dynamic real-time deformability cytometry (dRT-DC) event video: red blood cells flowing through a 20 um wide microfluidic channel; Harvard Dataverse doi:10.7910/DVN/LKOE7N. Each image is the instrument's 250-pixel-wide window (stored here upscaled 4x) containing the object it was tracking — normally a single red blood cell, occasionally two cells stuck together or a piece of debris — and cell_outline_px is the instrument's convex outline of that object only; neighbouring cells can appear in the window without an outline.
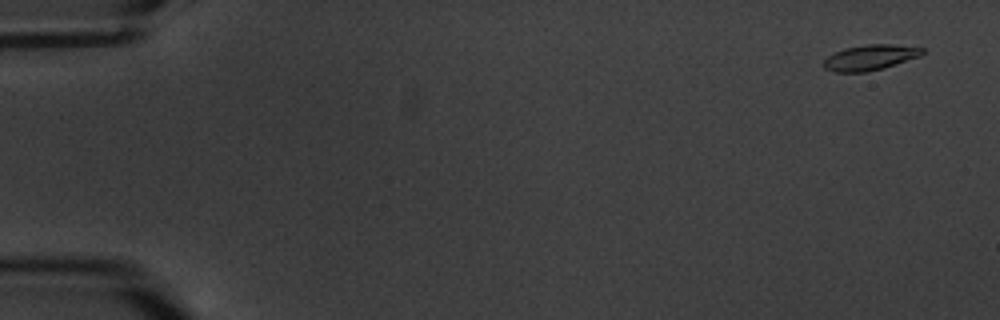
{"species": "common noctule bat (a hibernating species)", "species_latin": "Nyctalus noctula", "temperature_condition": "warm", "stored_images_in_passage": 3, "segment_of_instrument_passage": [2, 2], "camera_frame_rate_fps": 3000, "um_per_image_px": 0.085, "animal": {"sex": "male", "body_mass_g": 20.1, "forearm_length_mm": 53.5}, "frame": {"image": 1, "passage_image": 3, "time_ms": 3.333, "image_size_px": [1000, 320], "cell_outline_px": [[924, 52], [920, 56], [884, 68], [868, 72], [836, 72], [824, 68], [824, 60], [828, 56], [844, 48], [868, 44], [892, 44], [924, 48]], "centroid_in_image_um": [73.97, 4.89], "position_along_channel_um": 11.0, "area_um2": 14.57}}